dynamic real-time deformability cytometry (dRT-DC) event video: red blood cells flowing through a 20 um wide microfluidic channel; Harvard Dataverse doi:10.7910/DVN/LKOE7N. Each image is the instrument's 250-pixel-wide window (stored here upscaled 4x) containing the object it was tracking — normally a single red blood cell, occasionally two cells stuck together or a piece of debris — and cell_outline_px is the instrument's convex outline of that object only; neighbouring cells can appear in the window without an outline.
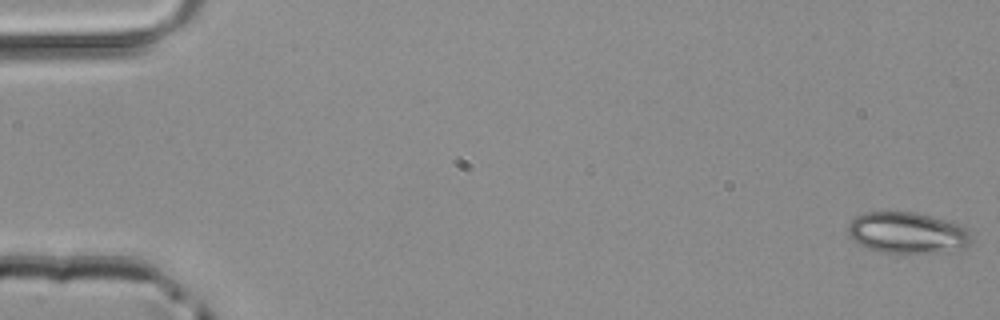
{"species": "common noctule bat (a hibernating species)", "species_latin": "Nyctalus noctula", "temperature_condition": "room temperature", "stored_images_in_passage": 50, "camera_frame_rate_fps": 3000, "um_per_image_px": 0.085, "animal": {"sex": "male", "body_mass_g": 20.4}, "frame": {"image": 1, "passage_image": 1, "time_ms": 0.0, "image_size_px": [1000, 320], "cell_outline_px": [[972, 244], [964, 248], [936, 252], [876, 252], [852, 240], [848, 232], [848, 224], [856, 216], [864, 212], [916, 212], [932, 216], [960, 224], [968, 228], [972, 240]], "centroid_in_image_um": [77.14, 19.78], "position_along_channel_um": 7.9, "area_um2": 29.71}}
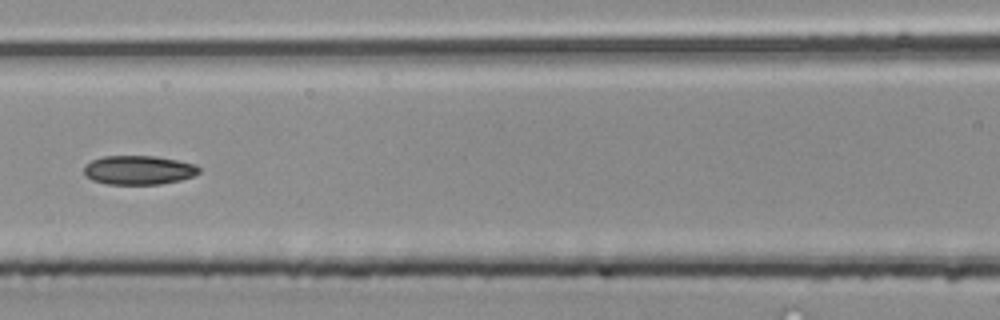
{"frame": {"image": 2, "passage_image": 23, "time_ms": 7.333, "image_size_px": [1000, 320], "cell_outline_px": [[200, 172], [192, 176], [180, 180], [160, 184], [108, 184], [92, 180], [84, 172], [84, 168], [92, 160], [104, 156], [156, 156], [196, 164], [200, 168]], "centroid_in_image_um": [11.81, 14.45], "position_along_channel_um": 154.8, "area_um2": 19.31}}
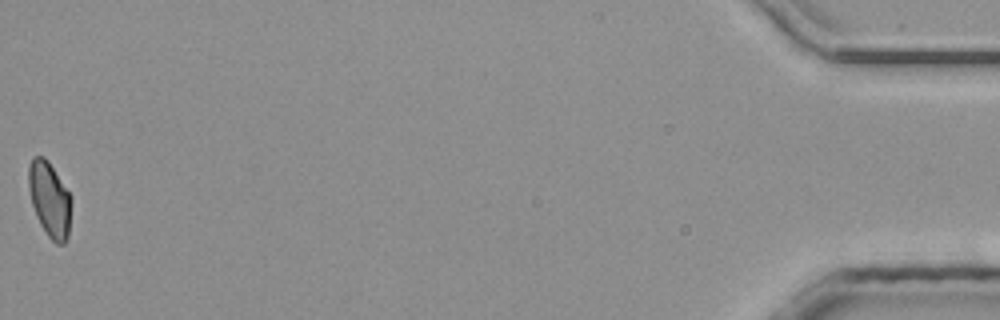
{"frame": {"image": 3, "passage_image": 50, "time_ms": 16.333, "image_size_px": [1000, 320], "cell_outline_px": [[72, 204], [68, 240], [64, 244], [56, 244], [48, 236], [40, 224], [36, 216], [32, 204], [28, 188], [28, 164], [32, 156], [44, 156], [48, 160], [72, 196]], "centroid_in_image_um": [4.23, 16.94], "position_along_channel_um": 431.0, "area_um2": 19.19}}